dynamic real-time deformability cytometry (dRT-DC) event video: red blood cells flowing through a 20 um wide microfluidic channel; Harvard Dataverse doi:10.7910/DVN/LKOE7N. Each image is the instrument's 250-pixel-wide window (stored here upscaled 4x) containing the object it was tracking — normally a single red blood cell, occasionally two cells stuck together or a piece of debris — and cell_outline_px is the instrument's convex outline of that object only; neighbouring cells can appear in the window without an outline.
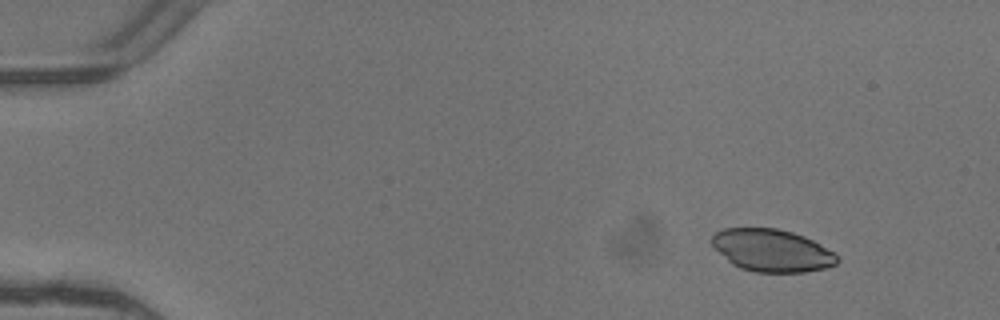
{"species": "common noctule bat (a hibernating species)", "species_latin": "Nyctalus noctula", "temperature_condition": "warm", "stored_images_in_passage": 5, "camera_frame_rate_fps": 3000, "um_per_image_px": 0.085, "animal": {"sex": "female"}, "frame": {"image": 1, "passage_image": 1, "time_ms": 0.0, "image_size_px": [1000, 320], "cell_outline_px": [[840, 260], [836, 264], [824, 268], [804, 272], [756, 272], [740, 268], [732, 264], [712, 244], [712, 236], [716, 232], [724, 228], [776, 228], [792, 232], [804, 236], [820, 244], [832, 252]], "centroid_in_image_um": [65.61, 21.28], "position_along_channel_um": 19.4, "area_um2": 30.63}}